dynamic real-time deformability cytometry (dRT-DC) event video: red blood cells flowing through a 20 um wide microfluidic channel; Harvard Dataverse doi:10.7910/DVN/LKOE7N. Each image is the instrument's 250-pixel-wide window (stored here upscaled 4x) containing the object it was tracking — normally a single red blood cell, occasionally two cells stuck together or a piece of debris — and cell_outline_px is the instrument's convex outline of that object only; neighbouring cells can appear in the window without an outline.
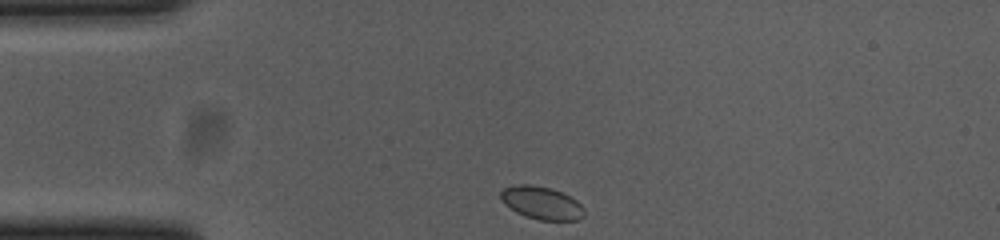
{"species": "common noctule bat (a hibernating species)", "species_latin": "Nyctalus noctula", "temperature_condition": "cold", "stored_images_in_passage": 36, "camera_frame_rate_fps": 3000, "um_per_image_px": 0.085, "animal": {"sex": "female", "body_mass_g": 23.0, "forearm_length_mm": 53.4}, "frame": {"image": 1, "passage_image": 1, "time_ms": 0.0, "image_size_px": [1000, 240], "cell_outline_px": [[584, 216], [580, 220], [540, 220], [524, 216], [516, 212], [504, 204], [500, 200], [500, 192], [504, 188], [516, 184], [528, 184], [552, 188], [576, 200], [584, 208]], "centroid_in_image_um": [46.01, 17.25], "position_along_channel_um": 39.0, "area_um2": 16.07}}
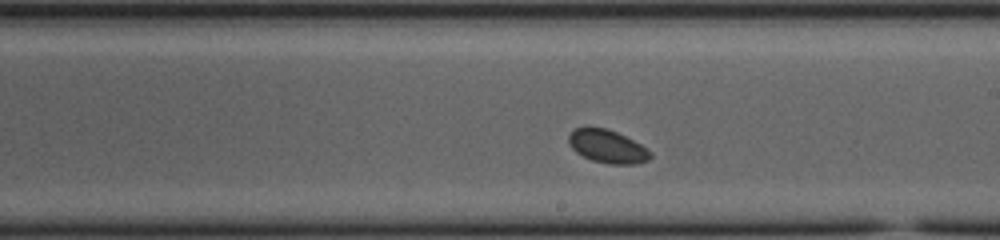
{"frame": {"image": 2, "passage_image": 20, "time_ms": 6.333, "image_size_px": [1000, 240], "cell_outline_px": [[652, 156], [648, 160], [636, 164], [608, 164], [592, 160], [576, 152], [568, 144], [568, 136], [576, 128], [584, 124], [588, 124], [604, 128], [616, 132], [640, 144], [652, 152]], "centroid_in_image_um": [51.59, 12.42], "position_along_channel_um": 237.4, "area_um2": 16.01}}
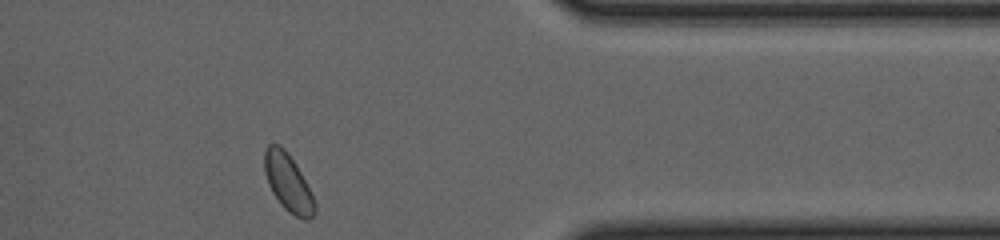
{"frame": {"image": 3, "passage_image": 34, "time_ms": 11.0, "image_size_px": [1000, 240], "cell_outline_px": [[316, 212], [308, 220], [304, 220], [288, 212], [280, 204], [272, 192], [268, 184], [264, 172], [264, 152], [268, 144], [280, 144], [284, 148], [296, 164], [316, 204]], "centroid_in_image_um": [24.46, 15.53], "position_along_channel_um": 386.9, "area_um2": 16.76}, "authors_computed_cell_mechanics": {"area_um2": 16.0684, "velocity_mm_per_s": 3.6148, "shape_relaxation_time_tau1_ms": 0.3716, "shape_relaxation_time_tau2_ms": null, "deformation_change_tau1": 0.0285, "deformation_change_tau2": null}}